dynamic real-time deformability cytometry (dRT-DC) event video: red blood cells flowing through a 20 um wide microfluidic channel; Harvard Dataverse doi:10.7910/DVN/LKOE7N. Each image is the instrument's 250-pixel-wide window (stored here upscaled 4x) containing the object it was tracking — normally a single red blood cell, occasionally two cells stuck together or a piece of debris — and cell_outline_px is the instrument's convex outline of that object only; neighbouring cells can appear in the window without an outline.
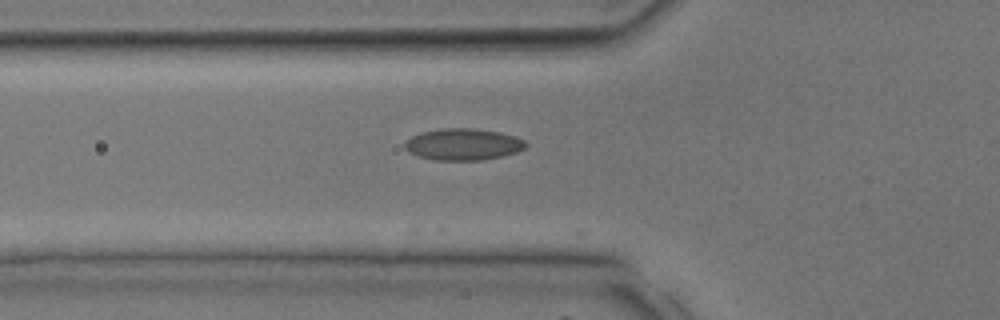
{"species": "common noctule bat (a hibernating species)", "species_latin": "Nyctalus noctula", "temperature_condition": "room temperature", "stored_images_in_passage": 5, "camera_frame_rate_fps": 3000, "um_per_image_px": 0.085, "animal": {"sex": "male", "body_mass_g": 17.9, "forearm_length_mm": 54.2}, "frame": {"image": 1, "passage_image": 2, "time_ms": 0.333, "image_size_px": [1000, 320], "cell_outline_px": [[528, 144], [524, 148], [516, 152], [500, 156], [480, 160], [436, 160], [416, 156], [408, 152], [404, 148], [404, 140], [420, 132], [444, 128], [476, 128], [500, 132], [516, 136], [524, 140]], "centroid_in_image_um": [39.33, 12.26], "position_along_channel_um": 86.5, "area_um2": 22.48}}